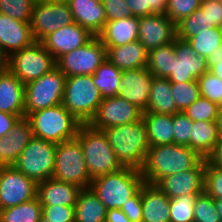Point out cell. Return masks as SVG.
<instances>
[{"mask_svg":"<svg viewBox=\"0 0 222 222\" xmlns=\"http://www.w3.org/2000/svg\"><path fill=\"white\" fill-rule=\"evenodd\" d=\"M35 2H38V1H47V0H34Z\"/></svg>","mask_w":222,"mask_h":222,"instance_id":"obj_62","label":"cell"},{"mask_svg":"<svg viewBox=\"0 0 222 222\" xmlns=\"http://www.w3.org/2000/svg\"><path fill=\"white\" fill-rule=\"evenodd\" d=\"M106 22L133 16L125 0H101Z\"/></svg>","mask_w":222,"mask_h":222,"instance_id":"obj_47","label":"cell"},{"mask_svg":"<svg viewBox=\"0 0 222 222\" xmlns=\"http://www.w3.org/2000/svg\"><path fill=\"white\" fill-rule=\"evenodd\" d=\"M192 126L193 121L183 111L175 113L173 115L174 144L190 147Z\"/></svg>","mask_w":222,"mask_h":222,"instance_id":"obj_44","label":"cell"},{"mask_svg":"<svg viewBox=\"0 0 222 222\" xmlns=\"http://www.w3.org/2000/svg\"><path fill=\"white\" fill-rule=\"evenodd\" d=\"M198 194L181 195L170 199V222H193L194 204Z\"/></svg>","mask_w":222,"mask_h":222,"instance_id":"obj_38","label":"cell"},{"mask_svg":"<svg viewBox=\"0 0 222 222\" xmlns=\"http://www.w3.org/2000/svg\"><path fill=\"white\" fill-rule=\"evenodd\" d=\"M23 117H25V115H12L0 111V137L7 135L15 123Z\"/></svg>","mask_w":222,"mask_h":222,"instance_id":"obj_51","label":"cell"},{"mask_svg":"<svg viewBox=\"0 0 222 222\" xmlns=\"http://www.w3.org/2000/svg\"><path fill=\"white\" fill-rule=\"evenodd\" d=\"M194 50L195 54L207 58L211 53L218 51L222 46L221 33L219 27L201 30L196 36L187 41Z\"/></svg>","mask_w":222,"mask_h":222,"instance_id":"obj_36","label":"cell"},{"mask_svg":"<svg viewBox=\"0 0 222 222\" xmlns=\"http://www.w3.org/2000/svg\"><path fill=\"white\" fill-rule=\"evenodd\" d=\"M75 207L64 205L42 206V216L52 222H75Z\"/></svg>","mask_w":222,"mask_h":222,"instance_id":"obj_46","label":"cell"},{"mask_svg":"<svg viewBox=\"0 0 222 222\" xmlns=\"http://www.w3.org/2000/svg\"><path fill=\"white\" fill-rule=\"evenodd\" d=\"M56 144L33 137L14 167L37 184L53 176Z\"/></svg>","mask_w":222,"mask_h":222,"instance_id":"obj_10","label":"cell"},{"mask_svg":"<svg viewBox=\"0 0 222 222\" xmlns=\"http://www.w3.org/2000/svg\"><path fill=\"white\" fill-rule=\"evenodd\" d=\"M218 107H219V110H222V98H221L220 102L218 103Z\"/></svg>","mask_w":222,"mask_h":222,"instance_id":"obj_60","label":"cell"},{"mask_svg":"<svg viewBox=\"0 0 222 222\" xmlns=\"http://www.w3.org/2000/svg\"><path fill=\"white\" fill-rule=\"evenodd\" d=\"M30 27L36 42L61 27L74 23L72 13L66 0H47L35 2Z\"/></svg>","mask_w":222,"mask_h":222,"instance_id":"obj_11","label":"cell"},{"mask_svg":"<svg viewBox=\"0 0 222 222\" xmlns=\"http://www.w3.org/2000/svg\"><path fill=\"white\" fill-rule=\"evenodd\" d=\"M142 118L150 146L174 144L173 115L144 112Z\"/></svg>","mask_w":222,"mask_h":222,"instance_id":"obj_28","label":"cell"},{"mask_svg":"<svg viewBox=\"0 0 222 222\" xmlns=\"http://www.w3.org/2000/svg\"><path fill=\"white\" fill-rule=\"evenodd\" d=\"M105 59L106 47L97 36H94L82 47L60 56L56 60V67L66 77L93 75Z\"/></svg>","mask_w":222,"mask_h":222,"instance_id":"obj_12","label":"cell"},{"mask_svg":"<svg viewBox=\"0 0 222 222\" xmlns=\"http://www.w3.org/2000/svg\"><path fill=\"white\" fill-rule=\"evenodd\" d=\"M121 210L131 222L142 221L141 189L129 198L126 205H122Z\"/></svg>","mask_w":222,"mask_h":222,"instance_id":"obj_48","label":"cell"},{"mask_svg":"<svg viewBox=\"0 0 222 222\" xmlns=\"http://www.w3.org/2000/svg\"><path fill=\"white\" fill-rule=\"evenodd\" d=\"M34 0H0V13L21 22H30Z\"/></svg>","mask_w":222,"mask_h":222,"instance_id":"obj_41","label":"cell"},{"mask_svg":"<svg viewBox=\"0 0 222 222\" xmlns=\"http://www.w3.org/2000/svg\"><path fill=\"white\" fill-rule=\"evenodd\" d=\"M171 93V83L167 78L153 76L145 112L167 115H174L179 112Z\"/></svg>","mask_w":222,"mask_h":222,"instance_id":"obj_29","label":"cell"},{"mask_svg":"<svg viewBox=\"0 0 222 222\" xmlns=\"http://www.w3.org/2000/svg\"><path fill=\"white\" fill-rule=\"evenodd\" d=\"M82 188L53 177L38 183L37 198L42 206H75Z\"/></svg>","mask_w":222,"mask_h":222,"instance_id":"obj_22","label":"cell"},{"mask_svg":"<svg viewBox=\"0 0 222 222\" xmlns=\"http://www.w3.org/2000/svg\"><path fill=\"white\" fill-rule=\"evenodd\" d=\"M41 216L42 205L37 197L0 210V222H39Z\"/></svg>","mask_w":222,"mask_h":222,"instance_id":"obj_34","label":"cell"},{"mask_svg":"<svg viewBox=\"0 0 222 222\" xmlns=\"http://www.w3.org/2000/svg\"><path fill=\"white\" fill-rule=\"evenodd\" d=\"M122 70L105 59L92 75L93 83L102 98L115 97L120 93Z\"/></svg>","mask_w":222,"mask_h":222,"instance_id":"obj_32","label":"cell"},{"mask_svg":"<svg viewBox=\"0 0 222 222\" xmlns=\"http://www.w3.org/2000/svg\"><path fill=\"white\" fill-rule=\"evenodd\" d=\"M76 139L81 145L87 172L91 179L117 172L124 167L116 158L103 131L93 129L88 124H82L78 129Z\"/></svg>","mask_w":222,"mask_h":222,"instance_id":"obj_4","label":"cell"},{"mask_svg":"<svg viewBox=\"0 0 222 222\" xmlns=\"http://www.w3.org/2000/svg\"><path fill=\"white\" fill-rule=\"evenodd\" d=\"M34 137L59 144L76 138L82 123L62 104L30 113L26 117Z\"/></svg>","mask_w":222,"mask_h":222,"instance_id":"obj_5","label":"cell"},{"mask_svg":"<svg viewBox=\"0 0 222 222\" xmlns=\"http://www.w3.org/2000/svg\"><path fill=\"white\" fill-rule=\"evenodd\" d=\"M52 177L82 189L90 188L92 179L87 172L81 145L76 138L56 144Z\"/></svg>","mask_w":222,"mask_h":222,"instance_id":"obj_7","label":"cell"},{"mask_svg":"<svg viewBox=\"0 0 222 222\" xmlns=\"http://www.w3.org/2000/svg\"><path fill=\"white\" fill-rule=\"evenodd\" d=\"M106 57L120 70H136L147 66L148 51L138 41L122 46L106 47Z\"/></svg>","mask_w":222,"mask_h":222,"instance_id":"obj_27","label":"cell"},{"mask_svg":"<svg viewBox=\"0 0 222 222\" xmlns=\"http://www.w3.org/2000/svg\"><path fill=\"white\" fill-rule=\"evenodd\" d=\"M152 79L153 75L147 67L124 70L121 74L119 95L144 113L148 105Z\"/></svg>","mask_w":222,"mask_h":222,"instance_id":"obj_19","label":"cell"},{"mask_svg":"<svg viewBox=\"0 0 222 222\" xmlns=\"http://www.w3.org/2000/svg\"><path fill=\"white\" fill-rule=\"evenodd\" d=\"M39 222H52L51 220L46 219L45 217L41 216Z\"/></svg>","mask_w":222,"mask_h":222,"instance_id":"obj_59","label":"cell"},{"mask_svg":"<svg viewBox=\"0 0 222 222\" xmlns=\"http://www.w3.org/2000/svg\"><path fill=\"white\" fill-rule=\"evenodd\" d=\"M205 167L206 159L196 168L164 177L156 185L170 199L181 195L200 194L204 192Z\"/></svg>","mask_w":222,"mask_h":222,"instance_id":"obj_17","label":"cell"},{"mask_svg":"<svg viewBox=\"0 0 222 222\" xmlns=\"http://www.w3.org/2000/svg\"><path fill=\"white\" fill-rule=\"evenodd\" d=\"M142 222H170V198L157 185L141 187Z\"/></svg>","mask_w":222,"mask_h":222,"instance_id":"obj_24","label":"cell"},{"mask_svg":"<svg viewBox=\"0 0 222 222\" xmlns=\"http://www.w3.org/2000/svg\"><path fill=\"white\" fill-rule=\"evenodd\" d=\"M172 96L177 110L184 111L200 97L199 84L197 80L171 83Z\"/></svg>","mask_w":222,"mask_h":222,"instance_id":"obj_37","label":"cell"},{"mask_svg":"<svg viewBox=\"0 0 222 222\" xmlns=\"http://www.w3.org/2000/svg\"><path fill=\"white\" fill-rule=\"evenodd\" d=\"M204 159L197 151L184 145L150 146L140 171L145 183L156 185L166 176L196 168Z\"/></svg>","mask_w":222,"mask_h":222,"instance_id":"obj_1","label":"cell"},{"mask_svg":"<svg viewBox=\"0 0 222 222\" xmlns=\"http://www.w3.org/2000/svg\"><path fill=\"white\" fill-rule=\"evenodd\" d=\"M56 67L55 58L41 42H34L8 57V70L24 85L37 80Z\"/></svg>","mask_w":222,"mask_h":222,"instance_id":"obj_9","label":"cell"},{"mask_svg":"<svg viewBox=\"0 0 222 222\" xmlns=\"http://www.w3.org/2000/svg\"><path fill=\"white\" fill-rule=\"evenodd\" d=\"M74 22L98 36L104 28L106 15L101 0H66Z\"/></svg>","mask_w":222,"mask_h":222,"instance_id":"obj_23","label":"cell"},{"mask_svg":"<svg viewBox=\"0 0 222 222\" xmlns=\"http://www.w3.org/2000/svg\"><path fill=\"white\" fill-rule=\"evenodd\" d=\"M207 159L214 166L222 167V138H220L214 152Z\"/></svg>","mask_w":222,"mask_h":222,"instance_id":"obj_55","label":"cell"},{"mask_svg":"<svg viewBox=\"0 0 222 222\" xmlns=\"http://www.w3.org/2000/svg\"><path fill=\"white\" fill-rule=\"evenodd\" d=\"M200 8L207 14L210 24L219 27L222 23V3L216 0H202Z\"/></svg>","mask_w":222,"mask_h":222,"instance_id":"obj_49","label":"cell"},{"mask_svg":"<svg viewBox=\"0 0 222 222\" xmlns=\"http://www.w3.org/2000/svg\"><path fill=\"white\" fill-rule=\"evenodd\" d=\"M75 222H102L107 209L91 188L82 189L75 204Z\"/></svg>","mask_w":222,"mask_h":222,"instance_id":"obj_31","label":"cell"},{"mask_svg":"<svg viewBox=\"0 0 222 222\" xmlns=\"http://www.w3.org/2000/svg\"><path fill=\"white\" fill-rule=\"evenodd\" d=\"M202 0H168L165 15L177 25L200 8Z\"/></svg>","mask_w":222,"mask_h":222,"instance_id":"obj_42","label":"cell"},{"mask_svg":"<svg viewBox=\"0 0 222 222\" xmlns=\"http://www.w3.org/2000/svg\"><path fill=\"white\" fill-rule=\"evenodd\" d=\"M190 135V148L207 159L220 140L216 121H194Z\"/></svg>","mask_w":222,"mask_h":222,"instance_id":"obj_30","label":"cell"},{"mask_svg":"<svg viewBox=\"0 0 222 222\" xmlns=\"http://www.w3.org/2000/svg\"><path fill=\"white\" fill-rule=\"evenodd\" d=\"M216 125L219 137L222 138V110H219L218 116L216 118Z\"/></svg>","mask_w":222,"mask_h":222,"instance_id":"obj_57","label":"cell"},{"mask_svg":"<svg viewBox=\"0 0 222 222\" xmlns=\"http://www.w3.org/2000/svg\"><path fill=\"white\" fill-rule=\"evenodd\" d=\"M200 96L212 102L219 103L222 98V80L209 70L197 79Z\"/></svg>","mask_w":222,"mask_h":222,"instance_id":"obj_43","label":"cell"},{"mask_svg":"<svg viewBox=\"0 0 222 222\" xmlns=\"http://www.w3.org/2000/svg\"><path fill=\"white\" fill-rule=\"evenodd\" d=\"M102 100L92 75L66 77L62 105L82 124L90 122Z\"/></svg>","mask_w":222,"mask_h":222,"instance_id":"obj_6","label":"cell"},{"mask_svg":"<svg viewBox=\"0 0 222 222\" xmlns=\"http://www.w3.org/2000/svg\"><path fill=\"white\" fill-rule=\"evenodd\" d=\"M66 76L55 67L25 85V117L30 113L62 104Z\"/></svg>","mask_w":222,"mask_h":222,"instance_id":"obj_8","label":"cell"},{"mask_svg":"<svg viewBox=\"0 0 222 222\" xmlns=\"http://www.w3.org/2000/svg\"><path fill=\"white\" fill-rule=\"evenodd\" d=\"M37 185L14 166L0 167V210L36 198Z\"/></svg>","mask_w":222,"mask_h":222,"instance_id":"obj_13","label":"cell"},{"mask_svg":"<svg viewBox=\"0 0 222 222\" xmlns=\"http://www.w3.org/2000/svg\"><path fill=\"white\" fill-rule=\"evenodd\" d=\"M34 42L29 22H21L0 13V47L8 57Z\"/></svg>","mask_w":222,"mask_h":222,"instance_id":"obj_21","label":"cell"},{"mask_svg":"<svg viewBox=\"0 0 222 222\" xmlns=\"http://www.w3.org/2000/svg\"><path fill=\"white\" fill-rule=\"evenodd\" d=\"M139 17L130 16L105 22L97 36L105 47H115L138 40Z\"/></svg>","mask_w":222,"mask_h":222,"instance_id":"obj_25","label":"cell"},{"mask_svg":"<svg viewBox=\"0 0 222 222\" xmlns=\"http://www.w3.org/2000/svg\"><path fill=\"white\" fill-rule=\"evenodd\" d=\"M204 191L212 198H222V167L206 159Z\"/></svg>","mask_w":222,"mask_h":222,"instance_id":"obj_45","label":"cell"},{"mask_svg":"<svg viewBox=\"0 0 222 222\" xmlns=\"http://www.w3.org/2000/svg\"><path fill=\"white\" fill-rule=\"evenodd\" d=\"M168 0H146V16L151 14H165Z\"/></svg>","mask_w":222,"mask_h":222,"instance_id":"obj_52","label":"cell"},{"mask_svg":"<svg viewBox=\"0 0 222 222\" xmlns=\"http://www.w3.org/2000/svg\"><path fill=\"white\" fill-rule=\"evenodd\" d=\"M213 27H216L215 24H210L207 14L201 8H198L176 25V37L188 41L201 30Z\"/></svg>","mask_w":222,"mask_h":222,"instance_id":"obj_35","label":"cell"},{"mask_svg":"<svg viewBox=\"0 0 222 222\" xmlns=\"http://www.w3.org/2000/svg\"><path fill=\"white\" fill-rule=\"evenodd\" d=\"M193 213V222H220L214 198L205 191L196 196Z\"/></svg>","mask_w":222,"mask_h":222,"instance_id":"obj_40","label":"cell"},{"mask_svg":"<svg viewBox=\"0 0 222 222\" xmlns=\"http://www.w3.org/2000/svg\"><path fill=\"white\" fill-rule=\"evenodd\" d=\"M93 37L88 30L74 22L49 34L41 43L57 60L63 54L87 44Z\"/></svg>","mask_w":222,"mask_h":222,"instance_id":"obj_18","label":"cell"},{"mask_svg":"<svg viewBox=\"0 0 222 222\" xmlns=\"http://www.w3.org/2000/svg\"><path fill=\"white\" fill-rule=\"evenodd\" d=\"M116 158L123 166L140 169L150 148L145 121L143 118L136 122L111 126L102 130Z\"/></svg>","mask_w":222,"mask_h":222,"instance_id":"obj_2","label":"cell"},{"mask_svg":"<svg viewBox=\"0 0 222 222\" xmlns=\"http://www.w3.org/2000/svg\"><path fill=\"white\" fill-rule=\"evenodd\" d=\"M25 85L9 70L0 73V111L25 115Z\"/></svg>","mask_w":222,"mask_h":222,"instance_id":"obj_26","label":"cell"},{"mask_svg":"<svg viewBox=\"0 0 222 222\" xmlns=\"http://www.w3.org/2000/svg\"><path fill=\"white\" fill-rule=\"evenodd\" d=\"M206 61L209 71L222 80V46L215 53H211Z\"/></svg>","mask_w":222,"mask_h":222,"instance_id":"obj_50","label":"cell"},{"mask_svg":"<svg viewBox=\"0 0 222 222\" xmlns=\"http://www.w3.org/2000/svg\"><path fill=\"white\" fill-rule=\"evenodd\" d=\"M33 137L29 120L26 117L20 118L7 135L0 137V167L14 166Z\"/></svg>","mask_w":222,"mask_h":222,"instance_id":"obj_20","label":"cell"},{"mask_svg":"<svg viewBox=\"0 0 222 222\" xmlns=\"http://www.w3.org/2000/svg\"><path fill=\"white\" fill-rule=\"evenodd\" d=\"M193 122L209 121L214 122L218 116L219 107L209 99L199 97L188 108L183 111Z\"/></svg>","mask_w":222,"mask_h":222,"instance_id":"obj_39","label":"cell"},{"mask_svg":"<svg viewBox=\"0 0 222 222\" xmlns=\"http://www.w3.org/2000/svg\"><path fill=\"white\" fill-rule=\"evenodd\" d=\"M144 183L140 169L124 166L117 172L92 179L90 188L107 210L121 209Z\"/></svg>","mask_w":222,"mask_h":222,"instance_id":"obj_3","label":"cell"},{"mask_svg":"<svg viewBox=\"0 0 222 222\" xmlns=\"http://www.w3.org/2000/svg\"><path fill=\"white\" fill-rule=\"evenodd\" d=\"M172 74L167 78L170 83H182L197 80L209 69L206 58L195 54L192 46L179 38L174 39Z\"/></svg>","mask_w":222,"mask_h":222,"instance_id":"obj_15","label":"cell"},{"mask_svg":"<svg viewBox=\"0 0 222 222\" xmlns=\"http://www.w3.org/2000/svg\"><path fill=\"white\" fill-rule=\"evenodd\" d=\"M107 222H131L121 209H109L106 214Z\"/></svg>","mask_w":222,"mask_h":222,"instance_id":"obj_54","label":"cell"},{"mask_svg":"<svg viewBox=\"0 0 222 222\" xmlns=\"http://www.w3.org/2000/svg\"><path fill=\"white\" fill-rule=\"evenodd\" d=\"M142 114L138 107L117 95L102 100L88 125L102 131L111 126L136 122L142 118Z\"/></svg>","mask_w":222,"mask_h":222,"instance_id":"obj_14","label":"cell"},{"mask_svg":"<svg viewBox=\"0 0 222 222\" xmlns=\"http://www.w3.org/2000/svg\"><path fill=\"white\" fill-rule=\"evenodd\" d=\"M176 25L165 14H151L139 17L138 41L149 52L173 43Z\"/></svg>","mask_w":222,"mask_h":222,"instance_id":"obj_16","label":"cell"},{"mask_svg":"<svg viewBox=\"0 0 222 222\" xmlns=\"http://www.w3.org/2000/svg\"><path fill=\"white\" fill-rule=\"evenodd\" d=\"M6 70H8V56L0 47V73L5 72Z\"/></svg>","mask_w":222,"mask_h":222,"instance_id":"obj_56","label":"cell"},{"mask_svg":"<svg viewBox=\"0 0 222 222\" xmlns=\"http://www.w3.org/2000/svg\"><path fill=\"white\" fill-rule=\"evenodd\" d=\"M131 14L135 17L146 16V0H125Z\"/></svg>","mask_w":222,"mask_h":222,"instance_id":"obj_53","label":"cell"},{"mask_svg":"<svg viewBox=\"0 0 222 222\" xmlns=\"http://www.w3.org/2000/svg\"><path fill=\"white\" fill-rule=\"evenodd\" d=\"M217 213L220 217V222H222V198H214Z\"/></svg>","mask_w":222,"mask_h":222,"instance_id":"obj_58","label":"cell"},{"mask_svg":"<svg viewBox=\"0 0 222 222\" xmlns=\"http://www.w3.org/2000/svg\"><path fill=\"white\" fill-rule=\"evenodd\" d=\"M174 41L148 52L147 68L154 77L168 78L172 74Z\"/></svg>","mask_w":222,"mask_h":222,"instance_id":"obj_33","label":"cell"},{"mask_svg":"<svg viewBox=\"0 0 222 222\" xmlns=\"http://www.w3.org/2000/svg\"><path fill=\"white\" fill-rule=\"evenodd\" d=\"M219 29H220V33H221V40H222V23L220 24Z\"/></svg>","mask_w":222,"mask_h":222,"instance_id":"obj_61","label":"cell"}]
</instances>
